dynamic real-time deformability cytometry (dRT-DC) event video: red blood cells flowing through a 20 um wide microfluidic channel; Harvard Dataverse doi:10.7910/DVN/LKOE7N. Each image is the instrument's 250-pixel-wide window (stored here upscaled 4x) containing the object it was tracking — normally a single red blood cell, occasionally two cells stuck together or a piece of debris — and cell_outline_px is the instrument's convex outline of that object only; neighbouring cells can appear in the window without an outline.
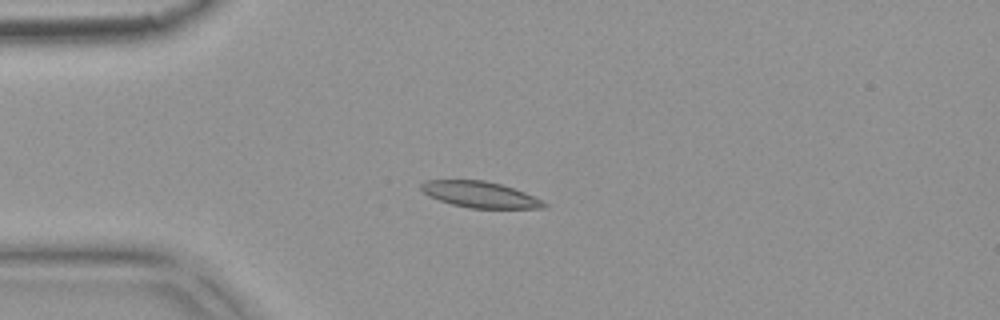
{"species": "common noctule bat (a hibernating species)", "species_latin": "Nyctalus noctula", "temperature_condition": "warm", "stored_images_in_passage": 5, "camera_frame_rate_fps": 3000, "um_per_image_px": 0.085, "animal": {"sex": "female", "body_mass_g": 18.4}, "frame": {"image": 1, "passage_image": 3, "time_ms": 0.667, "image_size_px": [1000, 320], "cell_outline_px": [[548, 204], [544, 208], [468, 208], [452, 204], [428, 196], [420, 188], [420, 184], [428, 180], [484, 180], [500, 184], [524, 192]], "centroid_in_image_um": [40.77, 16.54], "position_along_channel_um": 44.2, "area_um2": 18.44}}